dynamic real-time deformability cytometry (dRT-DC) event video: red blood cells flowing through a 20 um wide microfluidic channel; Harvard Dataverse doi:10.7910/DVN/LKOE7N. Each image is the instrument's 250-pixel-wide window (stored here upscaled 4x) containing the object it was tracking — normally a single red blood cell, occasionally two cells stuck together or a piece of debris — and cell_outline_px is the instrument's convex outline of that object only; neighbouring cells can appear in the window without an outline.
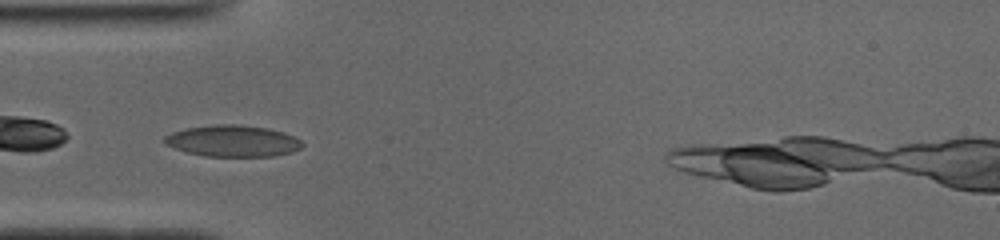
{"species": "common noctule bat (a hibernating species)", "species_latin": "Nyctalus noctula", "temperature_condition": "cold", "stored_images_in_passage": 29, "camera_frame_rate_fps": 3000, "um_per_image_px": 0.085, "animal": {"sex": "male", "body_mass_g": 19.0, "forearm_length_mm": 50.8}, "frame": {"image": 1, "passage_image": 1, "time_ms": 0.0, "image_size_px": [1000, 240], "cell_outline_px": [[304, 144], [300, 148], [292, 152], [276, 156], [204, 156], [188, 152], [164, 144], [164, 136], [172, 132], [188, 128], [216, 124], [236, 124], [268, 128], [284, 132], [300, 140]], "centroid_in_image_um": [19.8, 11.98], "position_along_channel_um": 65.2, "area_um2": 25.14}}
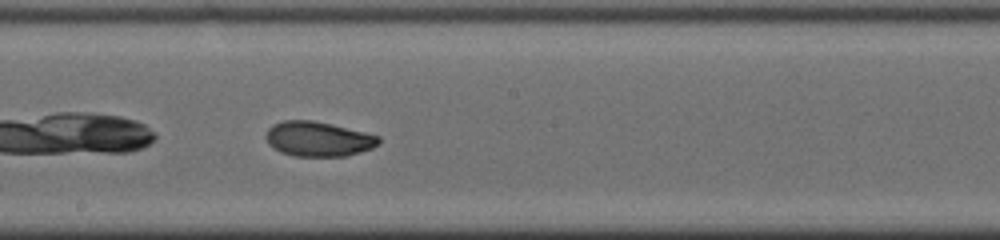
{"frame": {"image": 2, "passage_image": 13, "time_ms": 4.0, "image_size_px": [1000, 240], "cell_outline_px": [[380, 144], [372, 148], [360, 152], [344, 156], [292, 156], [280, 152], [268, 144], [268, 128], [272, 124], [284, 120], [312, 120], [364, 132], [380, 136]], "centroid_in_image_um": [27.06, 11.82], "position_along_channel_um": 221.1, "area_um2": 22.72}}
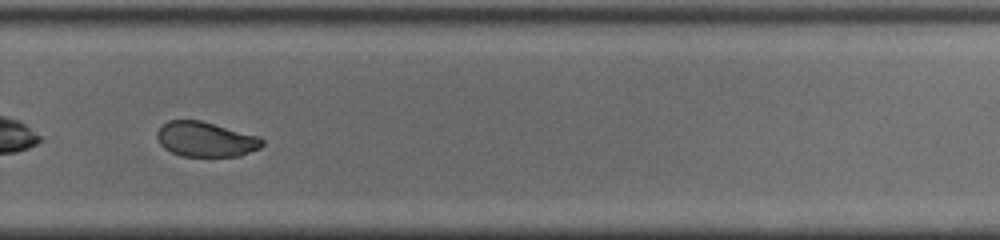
{"frame": {"image": 3, "passage_image": 20, "time_ms": 6.333, "image_size_px": [1000, 240], "cell_outline_px": [[264, 144], [260, 148], [240, 156], [180, 156], [164, 148], [160, 144], [156, 136], [156, 132], [168, 120], [200, 120], [260, 136], [264, 140]], "centroid_in_image_um": [17.5, 11.84], "position_along_channel_um": 312.3, "area_um2": 21.5}, "authors_computed_cell_mechanics": {"area_um2": 22.831, "velocity_mm_per_s": 3.9029, "shape_relaxation_time_tau1_ms": 6.5899, "shape_relaxation_time_tau2_ms": 1.2103, "deformation_change_tau1": 0.1606, "deformation_change_tau2": 0.0419}}